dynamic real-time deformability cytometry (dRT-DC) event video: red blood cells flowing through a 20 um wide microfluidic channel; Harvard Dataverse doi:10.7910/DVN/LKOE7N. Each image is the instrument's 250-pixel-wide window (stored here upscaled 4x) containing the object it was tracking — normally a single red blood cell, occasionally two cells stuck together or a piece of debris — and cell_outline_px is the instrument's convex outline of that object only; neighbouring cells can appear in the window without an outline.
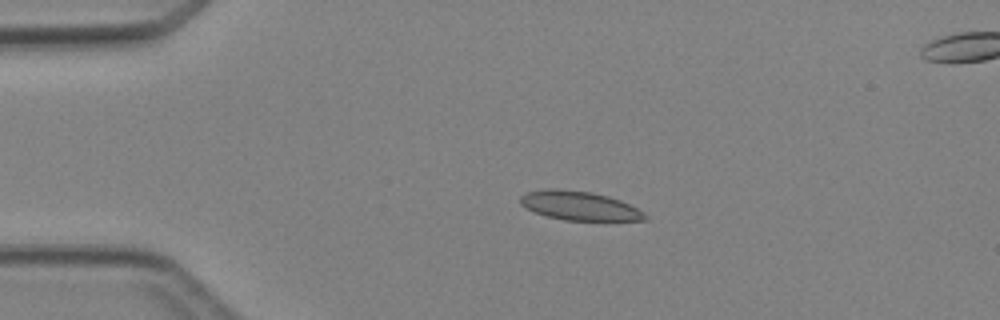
{"species": "Egyptian fruit bat (a non-hibernating species)", "species_latin": "Rousettus aegyptiacus", "temperature_condition": "cold", "stored_images_in_passage": 4, "camera_frame_rate_fps": 3000, "um_per_image_px": 0.085, "animal": {"sex": "female"}, "frame": {"image": 1, "passage_image": 3, "time_ms": 2.0, "image_size_px": [1000, 320], "cell_outline_px": [[648, 220], [564, 220], [548, 216], [536, 212], [520, 204], [520, 196], [528, 192], [548, 188], [556, 188], [592, 192], [608, 196], [620, 200], [644, 212], [648, 216]], "centroid_in_image_um": [49.26, 17.48], "position_along_channel_um": 35.7, "area_um2": 20.87}}